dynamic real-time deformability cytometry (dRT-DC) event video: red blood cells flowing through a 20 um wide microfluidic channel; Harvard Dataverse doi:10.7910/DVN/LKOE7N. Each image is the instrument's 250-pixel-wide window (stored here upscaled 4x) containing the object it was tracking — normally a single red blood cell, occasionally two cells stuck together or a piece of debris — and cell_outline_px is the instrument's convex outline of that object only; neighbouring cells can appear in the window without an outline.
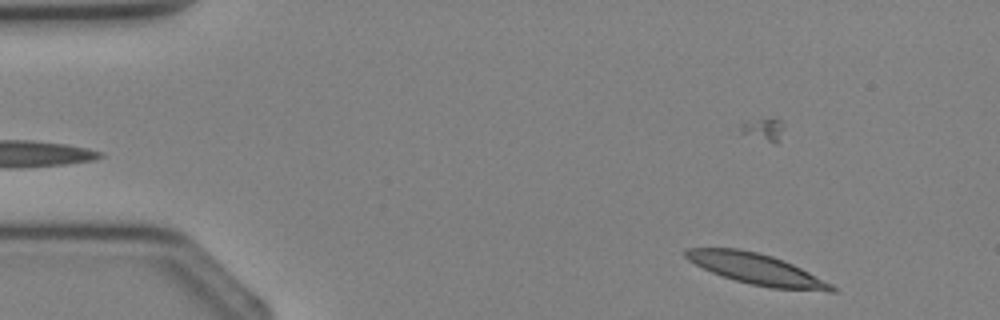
{"species": "Egyptian fruit bat (a non-hibernating species)", "species_latin": "Rousettus aegyptiacus", "temperature_condition": "cold", "stored_images_in_passage": 2, "segment_of_instrument_passage": [2, 2], "camera_frame_rate_fps": 3000, "um_per_image_px": 0.085, "animal": {"sex": "female"}, "frame": {"image": 1, "passage_image": 2, "time_ms": 1.333, "image_size_px": [1000, 320], "cell_outline_px": [[840, 292], [828, 292], [772, 288], [752, 284], [736, 280], [712, 272], [688, 260], [684, 256], [684, 248], [740, 248], [772, 256], [784, 260], [832, 284]], "centroid_in_image_um": [64.33, 22.87], "position_along_channel_um": 20.7, "area_um2": 26.07}}